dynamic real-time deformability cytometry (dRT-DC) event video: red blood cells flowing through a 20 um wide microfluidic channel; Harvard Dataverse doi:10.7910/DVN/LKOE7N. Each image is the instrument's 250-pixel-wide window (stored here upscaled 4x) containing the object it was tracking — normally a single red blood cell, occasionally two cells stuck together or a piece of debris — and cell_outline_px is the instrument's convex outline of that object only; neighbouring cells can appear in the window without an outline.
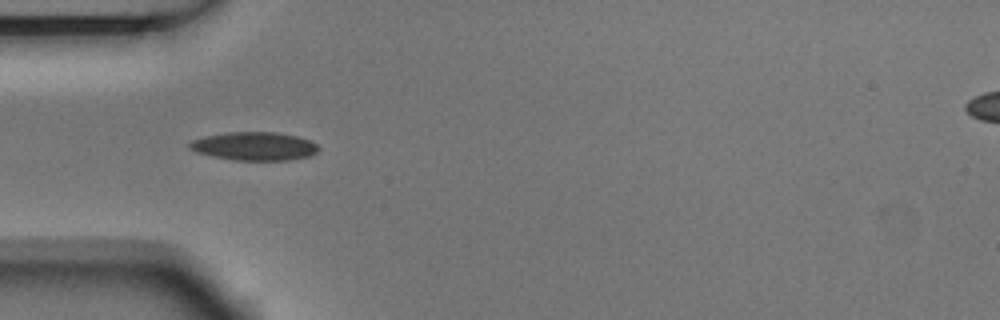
{"species": "Egyptian fruit bat (a non-hibernating species)", "species_latin": "Rousettus aegyptiacus", "temperature_condition": "room temperature", "stored_images_in_passage": 7, "camera_frame_rate_fps": 3000, "um_per_image_px": 0.085, "animal": {"sex": "male"}, "frame": {"image": 1, "passage_image": 3, "time_ms": 0.667, "image_size_px": [1000, 320], "cell_outline_px": [[320, 148], [316, 152], [308, 156], [288, 160], [236, 160], [212, 156], [196, 152], [188, 148], [188, 144], [192, 140], [204, 136], [228, 132], [276, 132], [296, 136], [308, 140], [316, 144]], "centroid_in_image_um": [21.58, 12.42], "position_along_channel_um": 63.4, "area_um2": 21.21}}
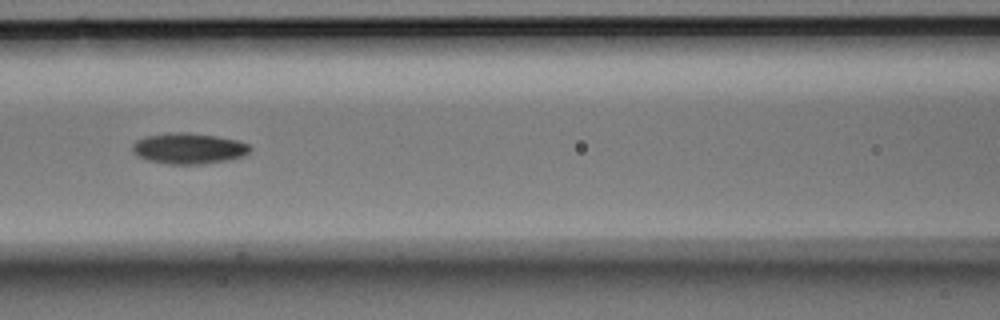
{"frame": {"image": 2, "passage_image": 5, "time_ms": 1.333, "image_size_px": [1000, 320], "cell_outline_px": [[252, 148], [244, 156], [228, 160], [204, 164], [168, 164], [148, 160], [136, 156], [132, 152], [132, 144], [136, 140], [144, 136], [168, 132], [188, 132], [216, 136], [236, 140], [248, 144]], "centroid_in_image_um": [16.0, 12.61], "position_along_channel_um": 150.6, "area_um2": 21.39}}
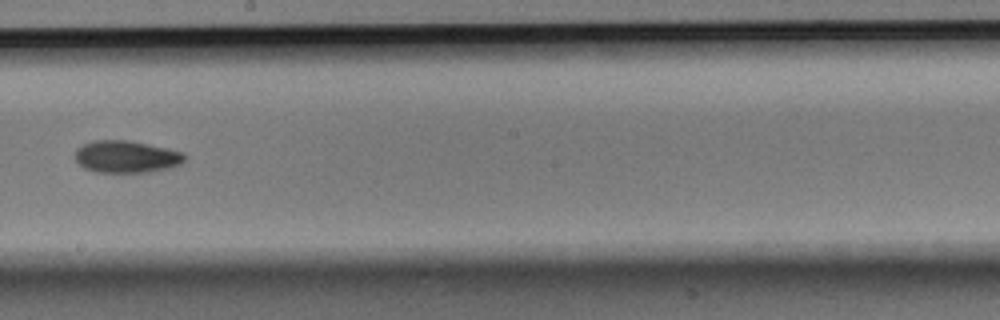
{"frame": {"image": 3, "passage_image": 7, "time_ms": 2.0, "image_size_px": [1000, 320], "cell_outline_px": [[188, 156], [180, 164], [172, 168], [148, 172], [96, 172], [84, 168], [76, 160], [76, 148], [92, 140], [128, 140], [168, 148], [180, 152]], "centroid_in_image_um": [10.75, 13.32], "position_along_channel_um": 237.4, "area_um2": 20.58}}